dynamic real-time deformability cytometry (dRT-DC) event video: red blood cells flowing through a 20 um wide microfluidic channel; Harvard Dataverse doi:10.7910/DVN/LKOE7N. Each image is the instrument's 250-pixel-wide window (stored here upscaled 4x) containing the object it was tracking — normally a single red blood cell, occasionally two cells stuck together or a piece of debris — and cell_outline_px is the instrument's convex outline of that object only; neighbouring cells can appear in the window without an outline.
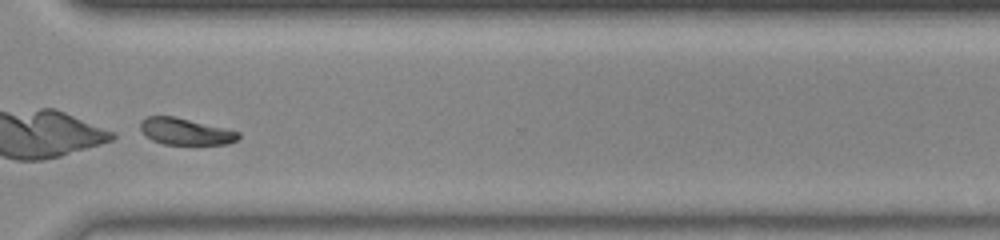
{"species": "common noctule bat (a hibernating species)", "species_latin": "Nyctalus noctula", "temperature_condition": "room temperature", "stored_images_in_passage": 48, "camera_frame_rate_fps": 3000, "um_per_image_px": 0.085, "animal": {"sex": "male", "body_mass_g": 20.0, "forearm_length_mm": 53.3}, "frame": {"image": 1, "passage_image": 35, "time_ms": 11.333, "image_size_px": [1000, 240], "cell_outline_px": [[240, 136], [236, 140], [228, 144], [164, 144], [152, 140], [140, 128], [140, 120], [148, 116], [172, 116], [224, 128], [240, 132]], "centroid_in_image_um": [15.76, 11.18], "position_along_channel_um": 354.8, "area_um2": 14.91}}